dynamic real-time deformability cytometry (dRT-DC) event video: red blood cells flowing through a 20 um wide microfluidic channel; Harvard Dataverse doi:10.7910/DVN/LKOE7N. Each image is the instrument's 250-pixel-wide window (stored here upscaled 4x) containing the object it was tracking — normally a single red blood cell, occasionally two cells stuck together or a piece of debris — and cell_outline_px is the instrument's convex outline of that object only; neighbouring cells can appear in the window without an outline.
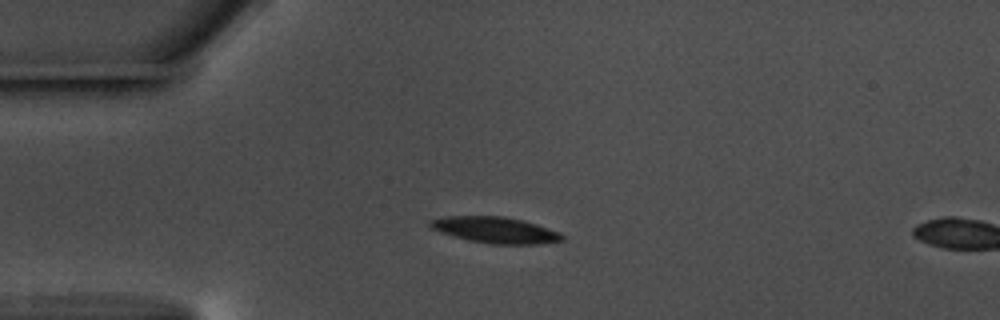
{"species": "common noctule bat (a hibernating species)", "species_latin": "Nyctalus noctula", "temperature_condition": "warm", "stored_images_in_passage": 3, "camera_frame_rate_fps": 3000, "um_per_image_px": 0.085, "animal": {"sex": "male", "body_mass_g": 17.5, "forearm_length_mm": 52.3}, "frame": {"image": 1, "passage_image": 1, "time_ms": 0.0, "image_size_px": [1000, 320], "cell_outline_px": [[564, 240], [536, 244], [488, 244], [468, 240], [432, 228], [428, 224], [428, 220], [448, 216], [504, 216], [536, 224], [560, 232], [564, 236]], "centroid_in_image_um": [42.12, 19.55], "position_along_channel_um": 42.9, "area_um2": 19.88}}